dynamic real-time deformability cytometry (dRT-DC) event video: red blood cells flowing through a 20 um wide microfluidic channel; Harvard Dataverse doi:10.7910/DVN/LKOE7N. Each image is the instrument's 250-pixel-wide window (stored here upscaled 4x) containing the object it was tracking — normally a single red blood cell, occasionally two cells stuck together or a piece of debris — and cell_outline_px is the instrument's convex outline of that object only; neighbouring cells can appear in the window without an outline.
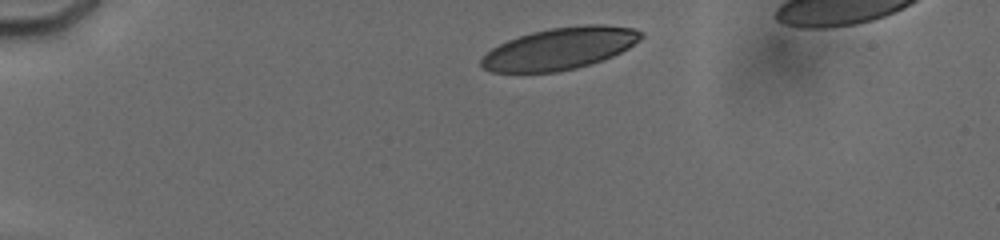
{"species": "human", "species_latin": "Homo sapiens", "temperature_condition": "cold", "stored_images_in_passage": 4, "camera_frame_rate_fps": 3000, "um_per_image_px": 0.085, "donor": {"sex": "male"}, "frame": {"image": 1, "passage_image": 1, "time_ms": 0.0, "image_size_px": [1000, 240], "cell_outline_px": [[644, 36], [640, 40], [628, 48], [612, 56], [576, 68], [556, 72], [492, 72], [484, 68], [480, 64], [480, 60], [492, 48], [508, 40], [532, 32], [548, 28], [584, 24], [604, 24], [632, 28], [644, 32]], "centroid_in_image_um": [47.6, 4.11], "position_along_channel_um": 37.4, "area_um2": 38.84}}
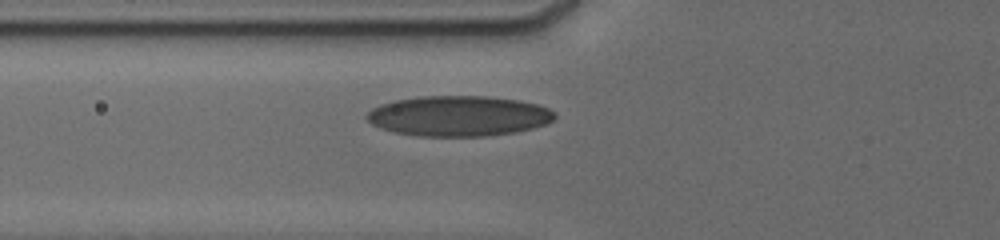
{"frame": {"image": 2, "passage_image": 4, "time_ms": 3.0, "image_size_px": [1000, 240], "cell_outline_px": [[556, 116], [552, 120], [544, 124], [532, 128], [516, 132], [488, 136], [416, 136], [396, 132], [380, 128], [372, 124], [364, 116], [372, 108], [380, 104], [392, 100], [420, 96], [488, 96], [520, 100], [536, 104], [548, 108], [556, 112]], "centroid_in_image_um": [38.96, 9.85], "position_along_channel_um": 86.8, "area_um2": 44.45}}